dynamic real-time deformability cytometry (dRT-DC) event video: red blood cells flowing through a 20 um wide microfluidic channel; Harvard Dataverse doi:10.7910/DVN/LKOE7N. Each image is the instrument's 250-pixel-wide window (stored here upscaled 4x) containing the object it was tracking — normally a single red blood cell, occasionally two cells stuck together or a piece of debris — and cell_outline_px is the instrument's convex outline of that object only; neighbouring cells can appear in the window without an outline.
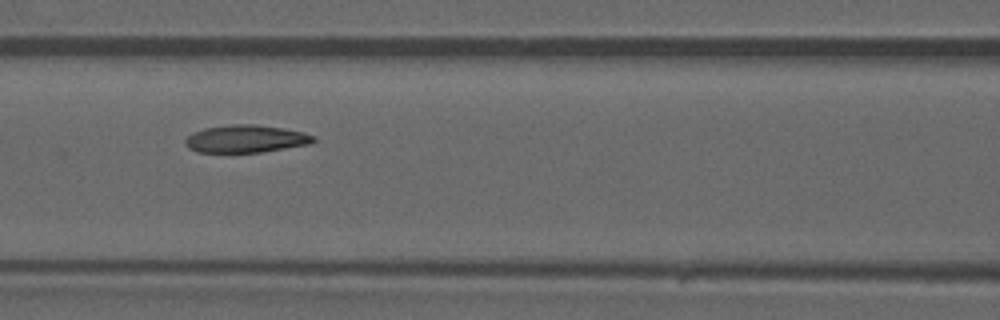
{"species": "common noctule bat (a hibernating species)", "species_latin": "Nyctalus noctula", "temperature_condition": "warm", "stored_images_in_passage": 45, "camera_frame_rate_fps": 3000, "um_per_image_px": 0.085, "animal": {"sex": "male", "forearm_length_mm": 52.5}, "frame": {"image": 1, "passage_image": 20, "time_ms": 6.333, "image_size_px": [1000, 320], "cell_outline_px": [[316, 140], [312, 144], [260, 152], [196, 152], [188, 148], [184, 144], [184, 140], [192, 132], [204, 128], [232, 124], [256, 124], [284, 128], [304, 132], [316, 136]], "centroid_in_image_um": [20.91, 11.79], "position_along_channel_um": 145.7, "area_um2": 20.87}}